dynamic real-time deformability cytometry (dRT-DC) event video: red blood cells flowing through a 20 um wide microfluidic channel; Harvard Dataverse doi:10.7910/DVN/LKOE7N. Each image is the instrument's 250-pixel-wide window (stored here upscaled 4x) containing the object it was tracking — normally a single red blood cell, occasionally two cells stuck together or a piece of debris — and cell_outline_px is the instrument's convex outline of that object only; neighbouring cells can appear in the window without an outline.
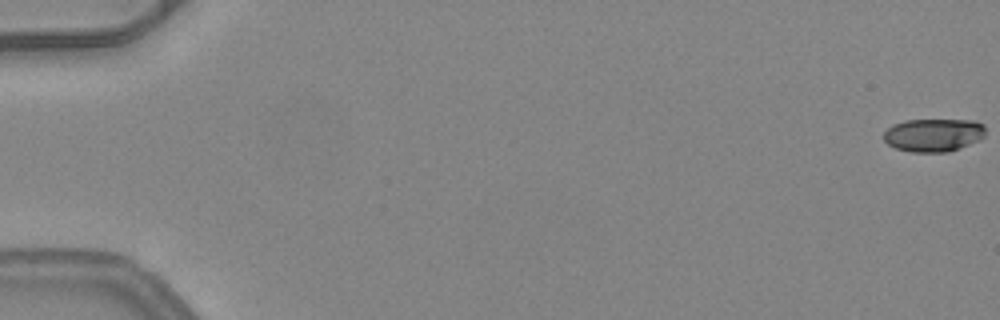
{"species": "common noctule bat (a hibernating species)", "species_latin": "Nyctalus noctula", "temperature_condition": "warm", "stored_images_in_passage": 52, "camera_frame_rate_fps": 3000, "um_per_image_px": 0.085, "animal": {"sex": "female", "body_mass_g": 24.6, "forearm_length_mm": 56.2}, "frame": {"image": 1, "passage_image": 1, "time_ms": 0.0, "image_size_px": [1000, 320], "cell_outline_px": [[984, 136], [980, 140], [960, 148], [948, 152], [912, 152], [896, 148], [888, 144], [884, 140], [884, 132], [892, 124], [904, 120], [972, 120], [984, 124]], "centroid_in_image_um": [79.34, 11.47], "position_along_channel_um": 5.7, "area_um2": 19.71}}
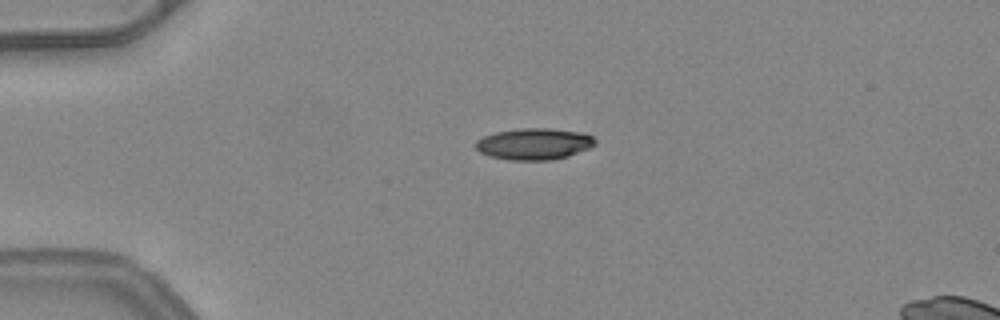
{"frame": {"image": 2, "passage_image": 14, "time_ms": 4.333, "image_size_px": [1000, 320], "cell_outline_px": [[596, 144], [588, 148], [568, 156], [552, 160], [508, 160], [488, 156], [480, 152], [476, 148], [476, 140], [484, 136], [496, 132], [520, 128], [548, 128], [580, 132], [592, 136], [596, 140]], "centroid_in_image_um": [45.38, 12.24], "position_along_channel_um": 39.6, "area_um2": 21.91}}
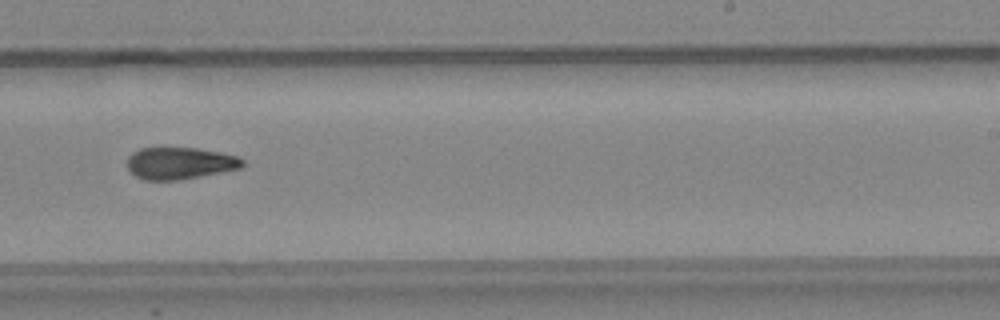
{"frame": {"image": 3, "passage_image": 34, "time_ms": 11.0, "image_size_px": [1000, 320], "cell_outline_px": [[244, 164], [240, 168], [180, 180], [144, 180], [136, 176], [128, 168], [128, 156], [132, 152], [140, 148], [196, 148], [220, 152], [240, 156], [244, 160]], "centroid_in_image_um": [15.3, 13.87], "position_along_channel_um": 273.7, "area_um2": 21.44}, "authors_computed_cell_mechanics": {"area_um2": 21.7617, "velocity_mm_per_s": 4.0875, "shape_relaxation_time_tau1_ms": null, "shape_relaxation_time_tau2_ms": 10.2687, "deformation_change_tau1": null, "deformation_change_tau2": 0.2303}}